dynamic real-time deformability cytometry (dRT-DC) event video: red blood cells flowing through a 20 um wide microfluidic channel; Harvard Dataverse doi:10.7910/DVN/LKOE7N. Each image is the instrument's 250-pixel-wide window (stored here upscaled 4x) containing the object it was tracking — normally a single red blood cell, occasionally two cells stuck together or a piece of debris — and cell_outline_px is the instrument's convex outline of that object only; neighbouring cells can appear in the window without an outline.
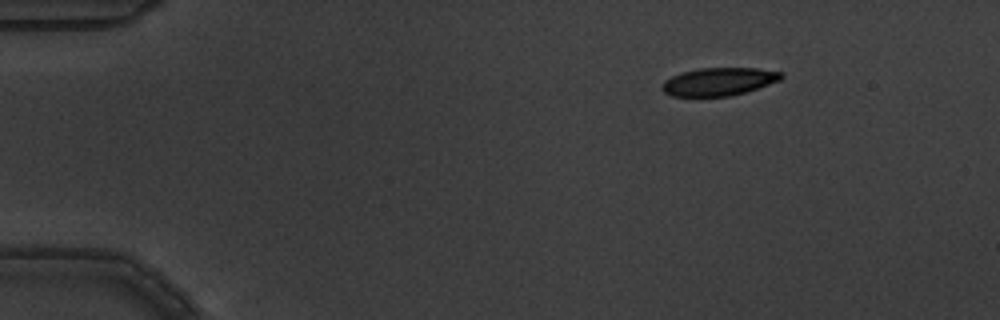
{"species": "common noctule bat (a hibernating species)", "species_latin": "Nyctalus noctula", "temperature_condition": "warm", "stored_images_in_passage": 6, "camera_frame_rate_fps": 3000, "um_per_image_px": 0.085, "animal": {"sex": "male", "body_mass_g": 19.5, "forearm_length_mm": 54.6}, "frame": {"image": 1, "passage_image": 3, "time_ms": 0.667, "image_size_px": [1000, 320], "cell_outline_px": [[784, 76], [780, 80], [744, 92], [728, 96], [672, 96], [664, 92], [660, 88], [660, 84], [664, 80], [680, 72], [700, 68], [756, 68], [784, 72]], "centroid_in_image_um": [61.06, 6.93], "position_along_channel_um": 23.9, "area_um2": 19.42}}